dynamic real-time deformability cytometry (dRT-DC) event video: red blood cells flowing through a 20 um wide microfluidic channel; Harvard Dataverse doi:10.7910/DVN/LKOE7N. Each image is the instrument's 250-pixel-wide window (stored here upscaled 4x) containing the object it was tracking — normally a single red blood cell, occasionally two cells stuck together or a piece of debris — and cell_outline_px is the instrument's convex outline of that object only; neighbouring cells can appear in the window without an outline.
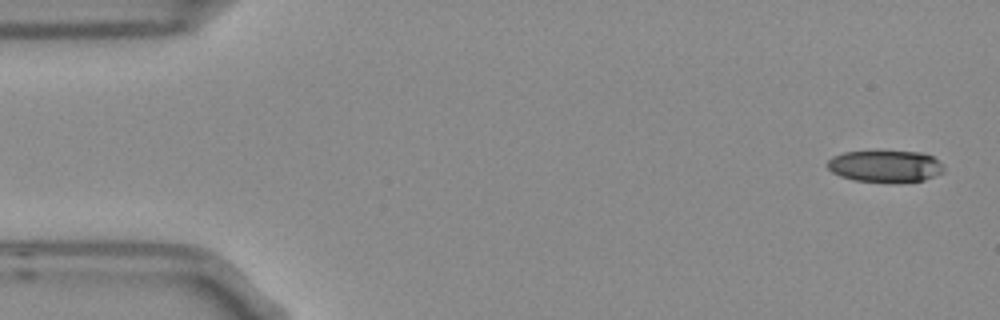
{"species": "Egyptian fruit bat (a non-hibernating species)", "species_latin": "Rousettus aegyptiacus", "temperature_condition": "room temperature", "stored_images_in_passage": 4, "camera_frame_rate_fps": 3000, "um_per_image_px": 0.085, "frame": {"image": 1, "passage_image": 1, "time_ms": 0.0, "image_size_px": [1000, 320], "cell_outline_px": [[944, 172], [936, 176], [924, 180], [892, 184], [852, 180], [840, 176], [832, 172], [828, 168], [828, 160], [832, 156], [844, 152], [876, 148], [920, 152], [932, 156], [944, 168]], "centroid_in_image_um": [75.22, 14.1], "position_along_channel_um": 9.8, "area_um2": 22.89}}